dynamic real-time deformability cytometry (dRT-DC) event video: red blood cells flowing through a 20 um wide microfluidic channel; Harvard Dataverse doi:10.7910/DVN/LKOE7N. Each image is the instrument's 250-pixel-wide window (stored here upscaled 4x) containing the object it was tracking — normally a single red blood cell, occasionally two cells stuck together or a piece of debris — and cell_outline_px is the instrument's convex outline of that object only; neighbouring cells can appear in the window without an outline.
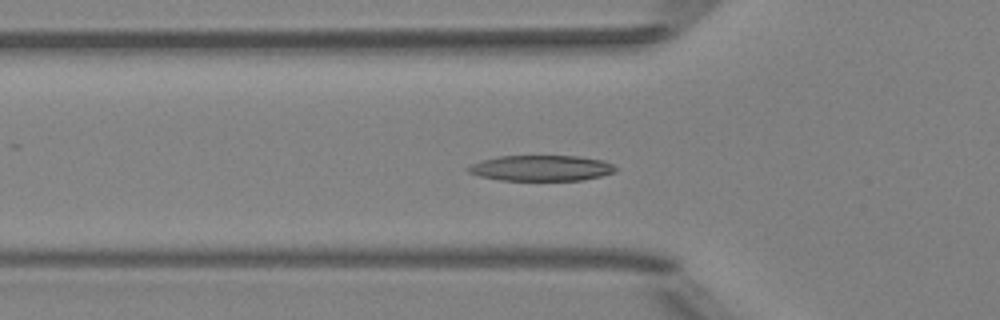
{"species": "Egyptian fruit bat (a non-hibernating species)", "species_latin": "Rousettus aegyptiacus", "temperature_condition": "room temperature", "stored_images_in_passage": 52, "camera_frame_rate_fps": 3000, "um_per_image_px": 0.085, "animal": {"sex": "female"}, "frame": {"image": 1, "passage_image": 17, "time_ms": 5.333, "image_size_px": [1000, 320], "cell_outline_px": [[620, 168], [616, 172], [600, 176], [580, 180], [500, 180], [480, 176], [468, 172], [468, 168], [472, 164], [480, 160], [500, 156], [580, 156], [604, 160]], "centroid_in_image_um": [46.06, 14.28], "position_along_channel_um": 79.7, "area_um2": 22.08}}
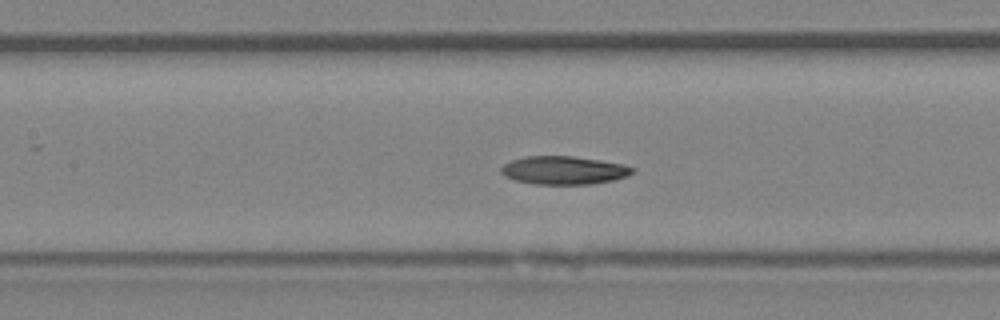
{"frame": {"image": 2, "passage_image": 23, "time_ms": 7.333, "image_size_px": [1000, 320], "cell_outline_px": [[636, 168], [628, 176], [612, 180], [592, 184], [536, 184], [516, 180], [504, 176], [500, 172], [500, 168], [504, 164], [512, 160], [524, 156], [572, 156], [600, 160], [624, 164]], "centroid_in_image_um": [47.92, 14.47], "position_along_channel_um": 159.5, "area_um2": 21.62}}
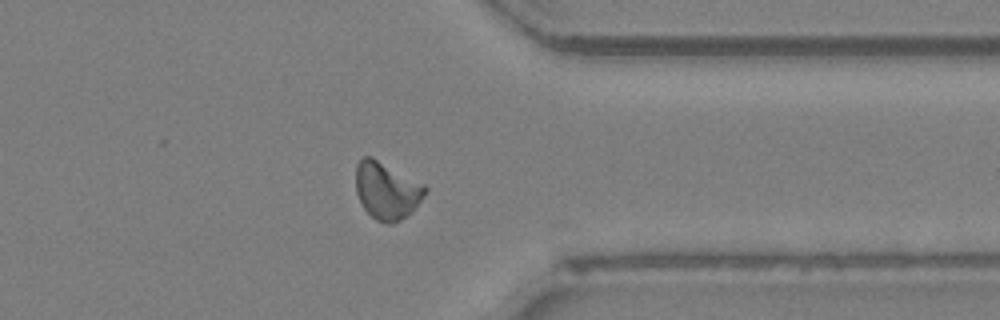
{"frame": {"image": 3, "passage_image": 40, "time_ms": 13.0, "image_size_px": [1000, 320], "cell_outline_px": [[428, 188], [424, 196], [400, 220], [392, 224], [384, 224], [376, 220], [364, 208], [356, 192], [356, 164], [364, 156], [372, 156], [424, 184]], "centroid_in_image_um": [32.84, 16.18], "position_along_channel_um": 378.6, "area_um2": 22.83}, "authors_computed_cell_mechanics": {"area_um2": 21.7906, "velocity_mm_per_s": 3.9742, "shape_relaxation_time_tau1_ms": 3.5762, "shape_relaxation_time_tau2_ms": 8.064, "deformation_change_tau1": 0.1389, "deformation_change_tau2": 0.1647}}